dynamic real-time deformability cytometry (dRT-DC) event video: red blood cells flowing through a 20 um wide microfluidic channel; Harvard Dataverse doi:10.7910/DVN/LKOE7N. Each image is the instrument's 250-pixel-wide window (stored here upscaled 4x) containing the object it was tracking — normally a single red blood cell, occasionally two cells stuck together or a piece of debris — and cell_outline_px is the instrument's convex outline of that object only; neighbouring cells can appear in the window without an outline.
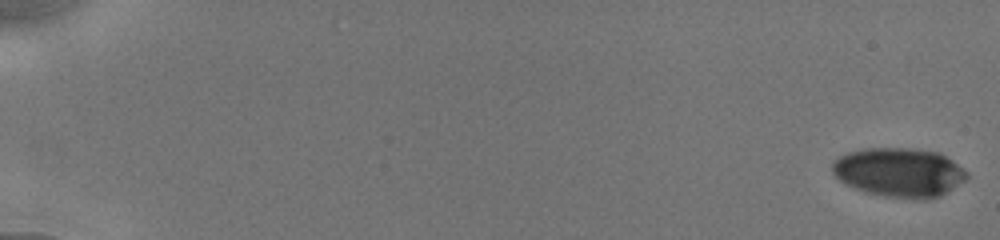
{"species": "human", "species_latin": "Homo sapiens", "temperature_condition": "cold", "stored_images_in_passage": 43, "camera_frame_rate_fps": 3000, "um_per_image_px": 0.085, "donor": {"sex": "male"}, "frame": {"image": 1, "passage_image": 1, "time_ms": 0.0, "image_size_px": [1000, 240], "cell_outline_px": [[968, 176], [964, 180], [940, 196], [928, 200], [924, 200], [884, 196], [864, 192], [840, 180], [832, 172], [832, 160], [848, 152], [864, 148], [912, 148], [940, 152], [952, 160], [968, 172]], "centroid_in_image_um": [76.43, 14.64], "position_along_channel_um": 8.6, "area_um2": 38.61}}
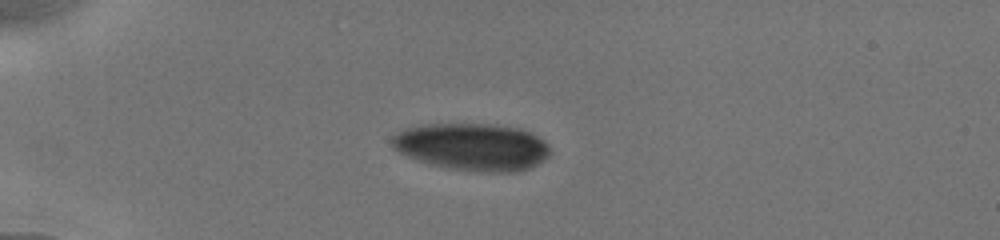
{"frame": {"image": 2, "passage_image": 38, "time_ms": 5.0, "image_size_px": [1000, 240], "cell_outline_px": [[552, 152], [544, 160], [528, 168], [512, 172], [496, 172], [452, 168], [432, 164], [408, 156], [392, 148], [392, 136], [404, 128], [424, 124], [488, 124], [520, 128], [544, 140], [548, 144]], "centroid_in_image_um": [40.16, 12.46], "position_along_channel_um": 44.8, "area_um2": 43.12}}